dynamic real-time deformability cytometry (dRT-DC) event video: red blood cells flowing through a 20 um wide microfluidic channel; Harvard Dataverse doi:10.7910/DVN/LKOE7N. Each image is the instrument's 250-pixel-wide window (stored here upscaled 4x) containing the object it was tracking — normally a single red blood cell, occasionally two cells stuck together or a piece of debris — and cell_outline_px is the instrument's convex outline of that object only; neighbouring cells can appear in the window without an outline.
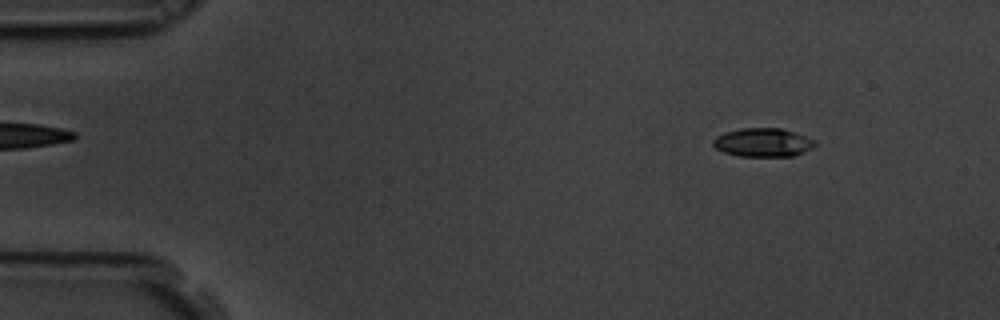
{"species": "common noctule bat (a hibernating species)", "species_latin": "Nyctalus noctula", "temperature_condition": "room temperature", "stored_images_in_passage": 59, "camera_frame_rate_fps": 3000, "um_per_image_px": 0.085, "animal": {"sex": "male", "body_mass_g": 19.5, "forearm_length_mm": 54.6}, "frame": {"image": 1, "passage_image": 7, "time_ms": 2.0, "image_size_px": [1000, 320], "cell_outline_px": [[816, 144], [812, 148], [792, 156], [740, 156], [724, 152], [716, 148], [712, 144], [712, 140], [716, 136], [724, 132], [740, 128], [780, 128], [816, 140]], "centroid_in_image_um": [64.81, 12.1], "position_along_channel_um": 20.2, "area_um2": 16.88}}
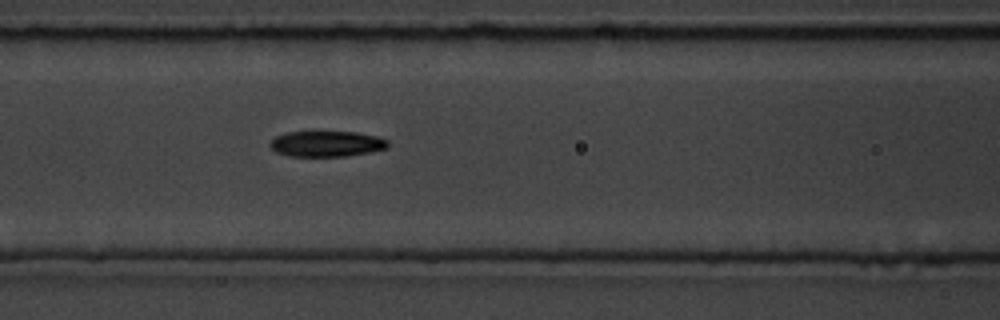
{"frame": {"image": 2, "passage_image": 25, "time_ms": 8.0, "image_size_px": [1000, 320], "cell_outline_px": [[388, 148], [368, 152], [344, 156], [288, 156], [276, 152], [268, 144], [276, 136], [288, 132], [356, 132], [376, 136], [388, 140]], "centroid_in_image_um": [27.75, 12.22], "position_along_channel_um": 138.8, "area_um2": 17.51}}
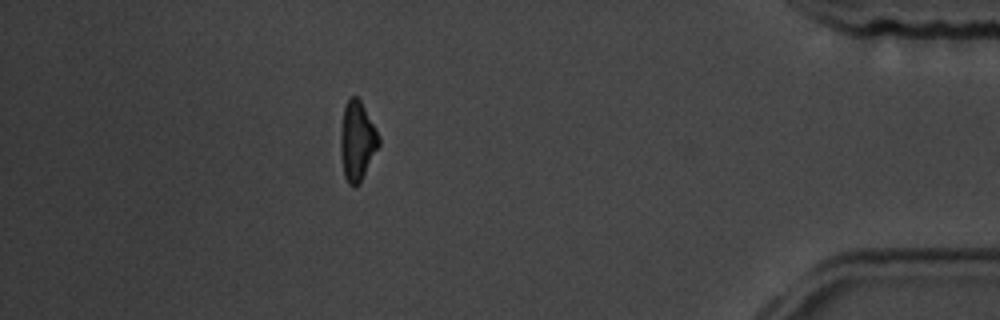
{"frame": {"image": 3, "passage_image": 52, "time_ms": 17.0, "image_size_px": [1000, 320], "cell_outline_px": [[380, 144], [360, 184], [348, 184], [344, 176], [340, 152], [340, 132], [344, 108], [348, 100], [352, 96], [356, 96], [360, 100], [380, 136]], "centroid_in_image_um": [30.36, 12.0], "position_along_channel_um": 404.8, "area_um2": 17.63}, "authors_computed_cell_mechanics": {"area_um2": 17.8024, "velocity_mm_per_s": 3.4768, "shape_relaxation_time_tau1_ms": 3.3886, "shape_relaxation_time_tau2_ms": 3.0528, "deformation_change_tau1": 0.1306, "deformation_change_tau2": 0.0976}}